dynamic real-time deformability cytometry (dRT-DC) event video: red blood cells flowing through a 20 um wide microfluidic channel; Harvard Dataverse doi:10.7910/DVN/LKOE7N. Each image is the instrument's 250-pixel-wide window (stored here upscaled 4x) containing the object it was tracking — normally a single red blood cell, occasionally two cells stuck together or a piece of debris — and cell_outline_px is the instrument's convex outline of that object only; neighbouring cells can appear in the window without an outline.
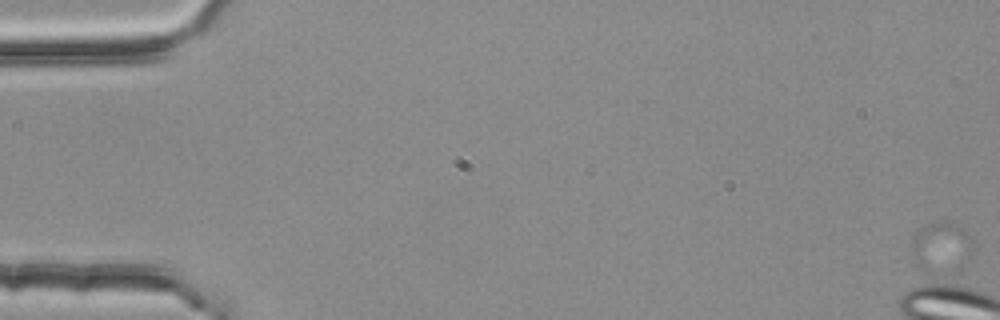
{"species": "common noctule bat (a hibernating species)", "species_latin": "Nyctalus noctula", "temperature_condition": "room temperature", "stored_images_in_passage": 5, "camera_frame_rate_fps": 3000, "um_per_image_px": 0.085, "animal": {"sex": "female", "body_mass_g": 25.1}, "frame": {"image": 1, "passage_image": 1, "time_ms": 0.0, "image_size_px": [1000, 320], "cell_outline_px": [[972, 252], [968, 260], [924, 264], [920, 264], [916, 260], [912, 248], [912, 236], [920, 228], [928, 224], [940, 220], [944, 220], [964, 228], [972, 240]], "centroid_in_image_um": [80.03, 20.69], "position_along_channel_um": 5.0, "area_um2": 15.26}}